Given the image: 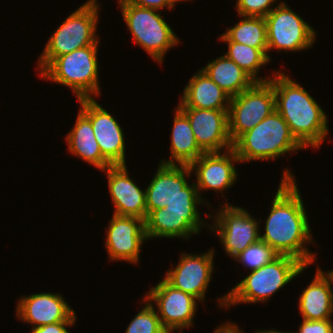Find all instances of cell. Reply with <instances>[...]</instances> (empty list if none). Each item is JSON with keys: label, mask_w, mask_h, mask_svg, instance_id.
<instances>
[{"label": "cell", "mask_w": 333, "mask_h": 333, "mask_svg": "<svg viewBox=\"0 0 333 333\" xmlns=\"http://www.w3.org/2000/svg\"><path fill=\"white\" fill-rule=\"evenodd\" d=\"M279 256L280 255L267 243L259 240L248 246L243 252L237 255L234 260L242 263V265L251 272L273 262Z\"/></svg>", "instance_id": "83f0119b"}, {"label": "cell", "mask_w": 333, "mask_h": 333, "mask_svg": "<svg viewBox=\"0 0 333 333\" xmlns=\"http://www.w3.org/2000/svg\"><path fill=\"white\" fill-rule=\"evenodd\" d=\"M97 0H88L69 15L51 34L39 56L38 72H42L56 57L77 49L99 45L96 35L99 20Z\"/></svg>", "instance_id": "5b68a950"}, {"label": "cell", "mask_w": 333, "mask_h": 333, "mask_svg": "<svg viewBox=\"0 0 333 333\" xmlns=\"http://www.w3.org/2000/svg\"><path fill=\"white\" fill-rule=\"evenodd\" d=\"M231 98L252 87L256 81L225 54L201 68Z\"/></svg>", "instance_id": "d4e9b609"}, {"label": "cell", "mask_w": 333, "mask_h": 333, "mask_svg": "<svg viewBox=\"0 0 333 333\" xmlns=\"http://www.w3.org/2000/svg\"><path fill=\"white\" fill-rule=\"evenodd\" d=\"M233 149L240 162L275 160L288 152L305 149L291 134L288 124L275 110L251 130L243 133Z\"/></svg>", "instance_id": "277c9868"}, {"label": "cell", "mask_w": 333, "mask_h": 333, "mask_svg": "<svg viewBox=\"0 0 333 333\" xmlns=\"http://www.w3.org/2000/svg\"><path fill=\"white\" fill-rule=\"evenodd\" d=\"M242 19L223 33L230 41L254 48H268L267 26L264 17L239 16Z\"/></svg>", "instance_id": "4316f807"}, {"label": "cell", "mask_w": 333, "mask_h": 333, "mask_svg": "<svg viewBox=\"0 0 333 333\" xmlns=\"http://www.w3.org/2000/svg\"><path fill=\"white\" fill-rule=\"evenodd\" d=\"M149 303L156 304L162 326L169 332L191 327L197 310V299L171 286L164 278L145 294ZM153 301V302H152Z\"/></svg>", "instance_id": "4fadbf2b"}, {"label": "cell", "mask_w": 333, "mask_h": 333, "mask_svg": "<svg viewBox=\"0 0 333 333\" xmlns=\"http://www.w3.org/2000/svg\"><path fill=\"white\" fill-rule=\"evenodd\" d=\"M78 101L79 109L90 119L102 155L112 165H126L125 137L118 121L94 98Z\"/></svg>", "instance_id": "5bb4252c"}, {"label": "cell", "mask_w": 333, "mask_h": 333, "mask_svg": "<svg viewBox=\"0 0 333 333\" xmlns=\"http://www.w3.org/2000/svg\"><path fill=\"white\" fill-rule=\"evenodd\" d=\"M214 255V249L200 255L182 253L178 264L167 270L163 277L174 288L192 295L199 302H204L214 271Z\"/></svg>", "instance_id": "9a60e30c"}, {"label": "cell", "mask_w": 333, "mask_h": 333, "mask_svg": "<svg viewBox=\"0 0 333 333\" xmlns=\"http://www.w3.org/2000/svg\"><path fill=\"white\" fill-rule=\"evenodd\" d=\"M256 333H291V332H282V331H278L276 329H267V330H259V331H256Z\"/></svg>", "instance_id": "e575fe53"}, {"label": "cell", "mask_w": 333, "mask_h": 333, "mask_svg": "<svg viewBox=\"0 0 333 333\" xmlns=\"http://www.w3.org/2000/svg\"><path fill=\"white\" fill-rule=\"evenodd\" d=\"M227 42L228 51L225 55L249 74L256 82H268L270 78L258 76L261 67L271 62L268 48H254L245 44L230 41L224 34L219 37Z\"/></svg>", "instance_id": "484cf974"}, {"label": "cell", "mask_w": 333, "mask_h": 333, "mask_svg": "<svg viewBox=\"0 0 333 333\" xmlns=\"http://www.w3.org/2000/svg\"><path fill=\"white\" fill-rule=\"evenodd\" d=\"M179 109L187 116L195 140L204 153L233 148L229 135L228 110Z\"/></svg>", "instance_id": "e0dca14e"}, {"label": "cell", "mask_w": 333, "mask_h": 333, "mask_svg": "<svg viewBox=\"0 0 333 333\" xmlns=\"http://www.w3.org/2000/svg\"><path fill=\"white\" fill-rule=\"evenodd\" d=\"M143 303H146L142 310L138 311L135 317L128 324L125 333H169L163 326L154 308V304L149 303L143 297Z\"/></svg>", "instance_id": "f1b7e54d"}, {"label": "cell", "mask_w": 333, "mask_h": 333, "mask_svg": "<svg viewBox=\"0 0 333 333\" xmlns=\"http://www.w3.org/2000/svg\"><path fill=\"white\" fill-rule=\"evenodd\" d=\"M223 204L212 218L215 225L208 227L219 237L226 254L235 258L260 240L259 222L245 208Z\"/></svg>", "instance_id": "8fae6325"}, {"label": "cell", "mask_w": 333, "mask_h": 333, "mask_svg": "<svg viewBox=\"0 0 333 333\" xmlns=\"http://www.w3.org/2000/svg\"><path fill=\"white\" fill-rule=\"evenodd\" d=\"M231 97L199 70L186 84L178 108L228 110Z\"/></svg>", "instance_id": "7402d4cb"}, {"label": "cell", "mask_w": 333, "mask_h": 333, "mask_svg": "<svg viewBox=\"0 0 333 333\" xmlns=\"http://www.w3.org/2000/svg\"><path fill=\"white\" fill-rule=\"evenodd\" d=\"M97 52L98 45H89L56 57L40 77L70 88L78 100L101 96Z\"/></svg>", "instance_id": "8992f818"}, {"label": "cell", "mask_w": 333, "mask_h": 333, "mask_svg": "<svg viewBox=\"0 0 333 333\" xmlns=\"http://www.w3.org/2000/svg\"><path fill=\"white\" fill-rule=\"evenodd\" d=\"M105 247L108 258L137 264L140 250L147 240L144 220L113 214L107 229Z\"/></svg>", "instance_id": "2e32d148"}, {"label": "cell", "mask_w": 333, "mask_h": 333, "mask_svg": "<svg viewBox=\"0 0 333 333\" xmlns=\"http://www.w3.org/2000/svg\"><path fill=\"white\" fill-rule=\"evenodd\" d=\"M271 205L260 240L279 255L294 257L307 267L313 264L317 257L305 245L314 243L307 212L295 176L289 169L283 171Z\"/></svg>", "instance_id": "6da1fadb"}, {"label": "cell", "mask_w": 333, "mask_h": 333, "mask_svg": "<svg viewBox=\"0 0 333 333\" xmlns=\"http://www.w3.org/2000/svg\"><path fill=\"white\" fill-rule=\"evenodd\" d=\"M307 268L298 259L280 255L273 262L251 271L235 287L217 300L219 307L230 308L240 303H262L290 283Z\"/></svg>", "instance_id": "3957f363"}, {"label": "cell", "mask_w": 333, "mask_h": 333, "mask_svg": "<svg viewBox=\"0 0 333 333\" xmlns=\"http://www.w3.org/2000/svg\"><path fill=\"white\" fill-rule=\"evenodd\" d=\"M302 319L327 320L333 318V276L318 266L310 284L299 296Z\"/></svg>", "instance_id": "44dd1931"}, {"label": "cell", "mask_w": 333, "mask_h": 333, "mask_svg": "<svg viewBox=\"0 0 333 333\" xmlns=\"http://www.w3.org/2000/svg\"><path fill=\"white\" fill-rule=\"evenodd\" d=\"M75 326V322H57L32 328L31 333H70L67 327Z\"/></svg>", "instance_id": "d6a6232c"}, {"label": "cell", "mask_w": 333, "mask_h": 333, "mask_svg": "<svg viewBox=\"0 0 333 333\" xmlns=\"http://www.w3.org/2000/svg\"><path fill=\"white\" fill-rule=\"evenodd\" d=\"M299 331L291 333H333V322L327 320H305L302 319Z\"/></svg>", "instance_id": "4dcf8cb0"}, {"label": "cell", "mask_w": 333, "mask_h": 333, "mask_svg": "<svg viewBox=\"0 0 333 333\" xmlns=\"http://www.w3.org/2000/svg\"><path fill=\"white\" fill-rule=\"evenodd\" d=\"M177 2V0H118V4H134L158 11L164 8L172 10Z\"/></svg>", "instance_id": "1f68e13d"}, {"label": "cell", "mask_w": 333, "mask_h": 333, "mask_svg": "<svg viewBox=\"0 0 333 333\" xmlns=\"http://www.w3.org/2000/svg\"><path fill=\"white\" fill-rule=\"evenodd\" d=\"M16 306L17 319L33 324L32 328L57 322H76V313L59 293H36L22 296Z\"/></svg>", "instance_id": "d6986e66"}, {"label": "cell", "mask_w": 333, "mask_h": 333, "mask_svg": "<svg viewBox=\"0 0 333 333\" xmlns=\"http://www.w3.org/2000/svg\"><path fill=\"white\" fill-rule=\"evenodd\" d=\"M193 174L189 165L159 163L156 174L146 191L147 215L165 208L176 200L202 199L195 183L188 184L187 176Z\"/></svg>", "instance_id": "7c38bea8"}, {"label": "cell", "mask_w": 333, "mask_h": 333, "mask_svg": "<svg viewBox=\"0 0 333 333\" xmlns=\"http://www.w3.org/2000/svg\"><path fill=\"white\" fill-rule=\"evenodd\" d=\"M239 163L233 148L221 152H210L202 154L193 161L189 167L196 174V187L198 194L210 189L216 192H224L229 189L237 180V170L234 163Z\"/></svg>", "instance_id": "ac0fdd59"}, {"label": "cell", "mask_w": 333, "mask_h": 333, "mask_svg": "<svg viewBox=\"0 0 333 333\" xmlns=\"http://www.w3.org/2000/svg\"><path fill=\"white\" fill-rule=\"evenodd\" d=\"M213 333H244V331L237 324L227 321V323H223L221 326L215 328Z\"/></svg>", "instance_id": "836d02e7"}, {"label": "cell", "mask_w": 333, "mask_h": 333, "mask_svg": "<svg viewBox=\"0 0 333 333\" xmlns=\"http://www.w3.org/2000/svg\"><path fill=\"white\" fill-rule=\"evenodd\" d=\"M276 0H237L236 10L239 16L266 17L274 8Z\"/></svg>", "instance_id": "f546056e"}, {"label": "cell", "mask_w": 333, "mask_h": 333, "mask_svg": "<svg viewBox=\"0 0 333 333\" xmlns=\"http://www.w3.org/2000/svg\"><path fill=\"white\" fill-rule=\"evenodd\" d=\"M171 131V158L161 160L164 164L190 165L204 152L197 144L187 116L176 107Z\"/></svg>", "instance_id": "cb8c5ba5"}, {"label": "cell", "mask_w": 333, "mask_h": 333, "mask_svg": "<svg viewBox=\"0 0 333 333\" xmlns=\"http://www.w3.org/2000/svg\"><path fill=\"white\" fill-rule=\"evenodd\" d=\"M108 178L114 213L120 216L138 217L146 220V191L129 177L126 165H111L102 170Z\"/></svg>", "instance_id": "ffe728a7"}, {"label": "cell", "mask_w": 333, "mask_h": 333, "mask_svg": "<svg viewBox=\"0 0 333 333\" xmlns=\"http://www.w3.org/2000/svg\"><path fill=\"white\" fill-rule=\"evenodd\" d=\"M119 8L134 42L162 65L166 52L180 41L160 11L134 4H119Z\"/></svg>", "instance_id": "52a82bcc"}, {"label": "cell", "mask_w": 333, "mask_h": 333, "mask_svg": "<svg viewBox=\"0 0 333 333\" xmlns=\"http://www.w3.org/2000/svg\"><path fill=\"white\" fill-rule=\"evenodd\" d=\"M265 20L268 52L271 49L300 52L314 45L316 31L286 2L278 3L277 7L274 5Z\"/></svg>", "instance_id": "30bf717a"}, {"label": "cell", "mask_w": 333, "mask_h": 333, "mask_svg": "<svg viewBox=\"0 0 333 333\" xmlns=\"http://www.w3.org/2000/svg\"><path fill=\"white\" fill-rule=\"evenodd\" d=\"M274 75V76H273ZM273 85L276 111L288 124L291 134L306 149H318L329 131L325 111L317 101L285 72L276 71Z\"/></svg>", "instance_id": "7a4b0ae2"}, {"label": "cell", "mask_w": 333, "mask_h": 333, "mask_svg": "<svg viewBox=\"0 0 333 333\" xmlns=\"http://www.w3.org/2000/svg\"><path fill=\"white\" fill-rule=\"evenodd\" d=\"M202 202L204 199L176 200L151 211L144 221L147 240L159 237L187 240L192 234H199L201 226L207 225L197 209Z\"/></svg>", "instance_id": "ba28073f"}, {"label": "cell", "mask_w": 333, "mask_h": 333, "mask_svg": "<svg viewBox=\"0 0 333 333\" xmlns=\"http://www.w3.org/2000/svg\"><path fill=\"white\" fill-rule=\"evenodd\" d=\"M66 141L72 155L80 157L99 171L112 165L102 155L90 119L81 110L78 112L75 125L66 135Z\"/></svg>", "instance_id": "603a6c76"}, {"label": "cell", "mask_w": 333, "mask_h": 333, "mask_svg": "<svg viewBox=\"0 0 333 333\" xmlns=\"http://www.w3.org/2000/svg\"><path fill=\"white\" fill-rule=\"evenodd\" d=\"M275 110L273 85L269 81L256 82L249 89L232 97L228 109L229 135L232 143Z\"/></svg>", "instance_id": "9c48e42d"}]
</instances>
